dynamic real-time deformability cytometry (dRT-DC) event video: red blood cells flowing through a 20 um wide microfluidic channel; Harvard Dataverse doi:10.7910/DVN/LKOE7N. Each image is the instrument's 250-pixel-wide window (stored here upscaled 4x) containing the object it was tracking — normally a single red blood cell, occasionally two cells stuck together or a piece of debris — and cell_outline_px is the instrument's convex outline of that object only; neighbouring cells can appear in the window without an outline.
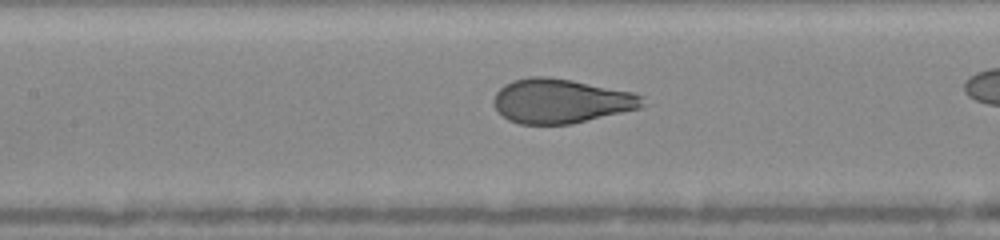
{"species": "human", "species_latin": "Homo sapiens", "temperature_condition": "warm", "stored_images_in_passage": 30, "camera_frame_rate_fps": 3000, "um_per_image_px": 0.085, "donor": {"sex": "female"}, "frame": {"image": 1, "passage_image": 13, "time_ms": 2.333, "image_size_px": [1000, 240], "cell_outline_px": [[648, 104], [640, 108], [572, 124], [520, 124], [508, 120], [492, 104], [492, 100], [496, 92], [504, 84], [512, 80], [528, 76], [548, 76], [572, 80], [632, 92], [644, 96]], "centroid_in_image_um": [47.69, 8.58], "position_along_channel_um": 159.7, "area_um2": 38.78}}
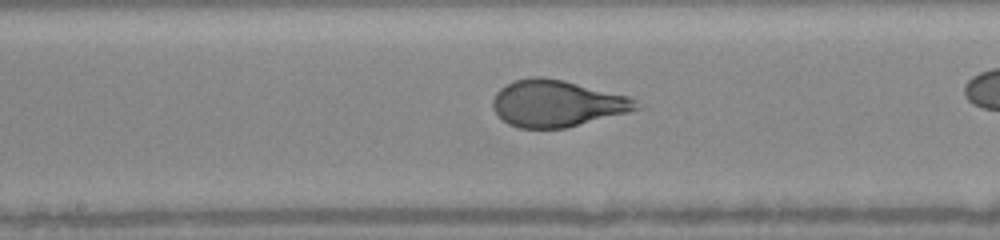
{"frame": {"image": 2, "passage_image": 16, "time_ms": 3.333, "image_size_px": [1000, 240], "cell_outline_px": [[644, 108], [568, 128], [520, 128], [508, 124], [492, 108], [492, 100], [496, 92], [504, 84], [512, 80], [528, 76], [540, 76], [564, 80], [628, 96]], "centroid_in_image_um": [47.32, 8.78], "position_along_channel_um": 200.9, "area_um2": 39.3}}